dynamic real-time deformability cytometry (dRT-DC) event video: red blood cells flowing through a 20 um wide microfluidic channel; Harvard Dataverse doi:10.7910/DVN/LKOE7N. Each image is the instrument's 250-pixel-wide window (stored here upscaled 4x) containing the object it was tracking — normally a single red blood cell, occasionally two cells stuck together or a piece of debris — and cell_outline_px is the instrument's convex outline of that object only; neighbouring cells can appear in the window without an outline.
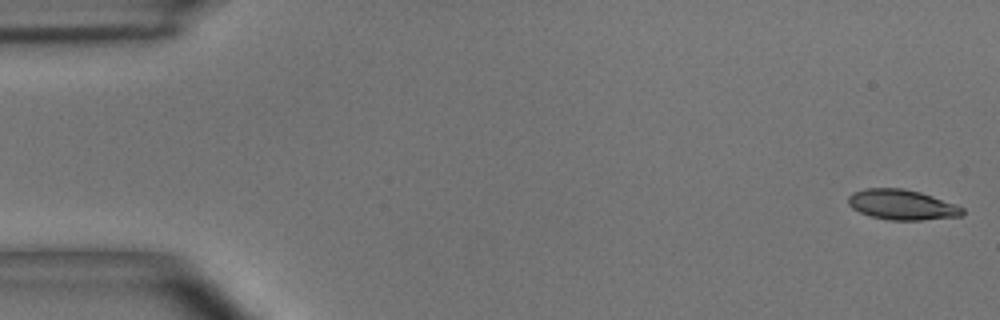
{"species": "common noctule bat (a hibernating species)", "species_latin": "Nyctalus noctula", "temperature_condition": "room temperature", "stored_images_in_passage": 54, "camera_frame_rate_fps": 3000, "um_per_image_px": 0.085, "animal": {"sex": "male", "body_mass_g": 15.6}, "frame": {"image": 1, "passage_image": 1, "time_ms": 0.0, "image_size_px": [1000, 320], "cell_outline_px": [[964, 212], [960, 216], [920, 220], [888, 220], [872, 216], [860, 212], [852, 208], [848, 204], [848, 196], [852, 192], [864, 188], [904, 188], [920, 192], [956, 204], [964, 208]], "centroid_in_image_um": [76.65, 17.39], "position_along_channel_um": 8.4, "area_um2": 20.11}}
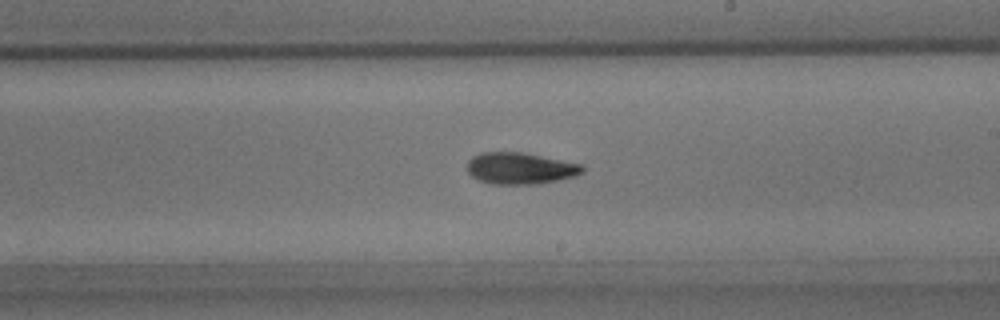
{"frame": {"image": 2, "passage_image": 31, "time_ms": 10.0, "image_size_px": [1000, 320], "cell_outline_px": [[584, 172], [572, 176], [556, 180], [536, 184], [488, 184], [472, 176], [468, 172], [468, 160], [472, 156], [480, 152], [524, 152], [580, 164], [584, 168]], "centroid_in_image_um": [44.17, 14.3], "position_along_channel_um": 244.8, "area_um2": 21.1}}
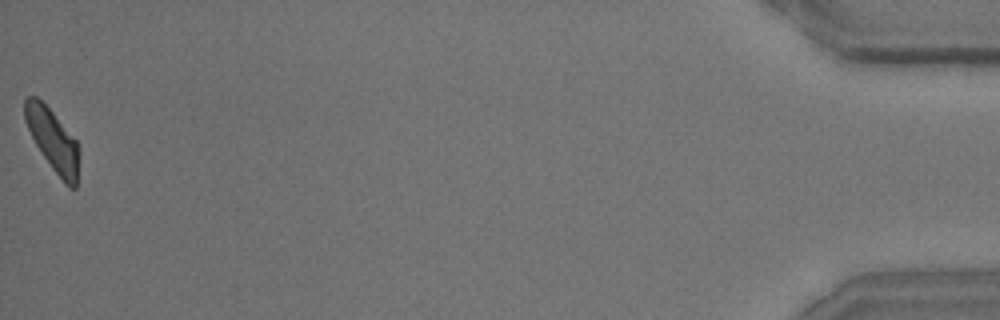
{"frame": {"image": 3, "passage_image": 54, "time_ms": 17.667, "image_size_px": [1000, 320], "cell_outline_px": [[80, 152], [76, 188], [68, 188], [64, 184], [52, 168], [36, 144], [24, 120], [24, 100], [28, 96], [36, 96], [52, 112], [76, 140], [80, 148]], "centroid_in_image_um": [4.51, 11.95], "position_along_channel_um": 430.7, "area_um2": 19.48}, "authors_computed_cell_mechanics": {"area_um2": 20.6924, "velocity_mm_per_s": 3.6792, "shape_relaxation_time_tau1_ms": 3.3502, "shape_relaxation_time_tau2_ms": 4.1246, "deformation_change_tau1": 0.1568, "deformation_change_tau2": 0.1163}}